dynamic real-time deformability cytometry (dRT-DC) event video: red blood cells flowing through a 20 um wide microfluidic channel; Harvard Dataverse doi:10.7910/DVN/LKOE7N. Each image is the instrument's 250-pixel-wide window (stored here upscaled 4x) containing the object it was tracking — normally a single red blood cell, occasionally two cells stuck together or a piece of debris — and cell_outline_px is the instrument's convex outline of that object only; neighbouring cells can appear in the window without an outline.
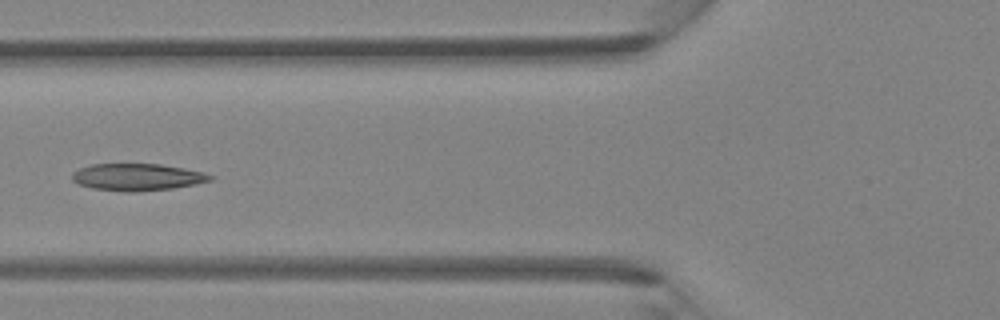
{"species": "Egyptian fruit bat (a non-hibernating species)", "species_latin": "Rousettus aegyptiacus", "temperature_condition": "room temperature", "stored_images_in_passage": 4, "camera_frame_rate_fps": 3000, "um_per_image_px": 0.085, "animal": {"sex": "female"}, "frame": {"image": 1, "passage_image": 4, "time_ms": 1.0, "image_size_px": [1000, 320], "cell_outline_px": [[212, 180], [196, 184], [172, 188], [136, 192], [128, 192], [92, 188], [80, 184], [72, 180], [72, 172], [80, 168], [92, 164], [160, 164], [184, 168], [204, 172], [212, 176]], "centroid_in_image_um": [11.67, 15.05], "position_along_channel_um": 114.1, "area_um2": 21.68}}